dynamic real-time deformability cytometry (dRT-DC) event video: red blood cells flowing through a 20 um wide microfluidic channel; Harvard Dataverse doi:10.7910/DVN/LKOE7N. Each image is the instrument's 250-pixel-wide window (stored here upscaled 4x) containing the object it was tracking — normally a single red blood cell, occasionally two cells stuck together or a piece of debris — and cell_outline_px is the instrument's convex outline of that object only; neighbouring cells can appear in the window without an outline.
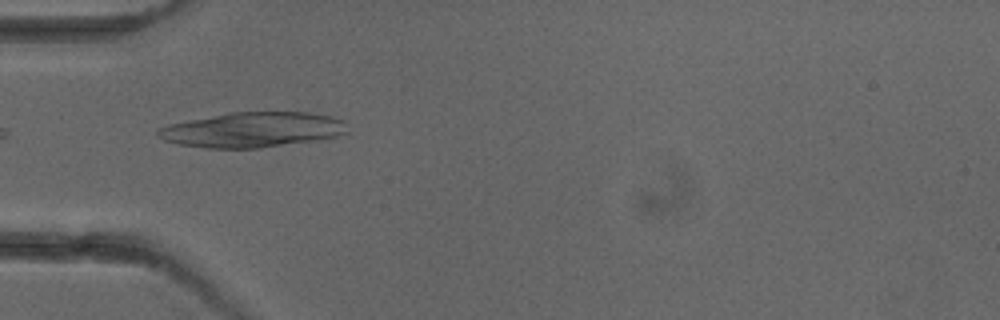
{"species": "common noctule bat (a hibernating species)", "species_latin": "Nyctalus noctula", "temperature_condition": "cold", "stored_images_in_passage": 8, "camera_frame_rate_fps": 3000, "um_per_image_px": 0.085, "animal": {"sex": "female"}, "frame": {"image": 1, "passage_image": 5, "time_ms": 4.667, "image_size_px": [1000, 320], "cell_outline_px": [[348, 132], [336, 136], [316, 140], [260, 148], [208, 148], [180, 144], [164, 140], [156, 136], [156, 128], [168, 124], [228, 112], [312, 112], [332, 116], [344, 120]], "centroid_in_image_um": [21.45, 11.02], "position_along_channel_um": 63.5, "area_um2": 38.96}}
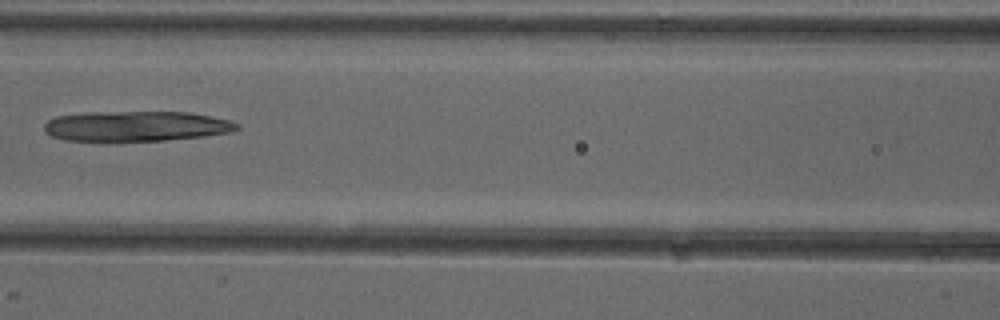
{"frame": {"image": 2, "passage_image": 7, "time_ms": 7.0, "image_size_px": [1000, 320], "cell_outline_px": [[240, 128], [232, 132], [200, 136], [164, 140], [64, 140], [52, 136], [44, 132], [44, 124], [48, 120], [56, 116], [84, 112], [188, 112], [212, 116], [228, 120], [240, 124]], "centroid_in_image_um": [11.56, 10.71], "position_along_channel_um": 155.0, "area_um2": 33.7}}
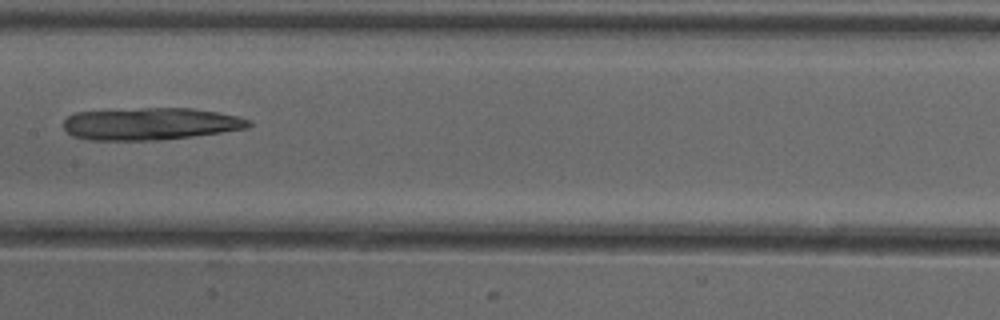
{"frame": {"image": 3, "passage_image": 8, "time_ms": 8.0, "image_size_px": [1000, 320], "cell_outline_px": [[252, 124], [248, 128], [192, 136], [160, 140], [88, 140], [72, 136], [64, 128], [64, 120], [68, 116], [76, 112], [140, 108], [192, 108], [216, 112], [236, 116], [248, 120]], "centroid_in_image_um": [12.75, 10.52], "position_along_channel_um": 194.7, "area_um2": 34.62}}